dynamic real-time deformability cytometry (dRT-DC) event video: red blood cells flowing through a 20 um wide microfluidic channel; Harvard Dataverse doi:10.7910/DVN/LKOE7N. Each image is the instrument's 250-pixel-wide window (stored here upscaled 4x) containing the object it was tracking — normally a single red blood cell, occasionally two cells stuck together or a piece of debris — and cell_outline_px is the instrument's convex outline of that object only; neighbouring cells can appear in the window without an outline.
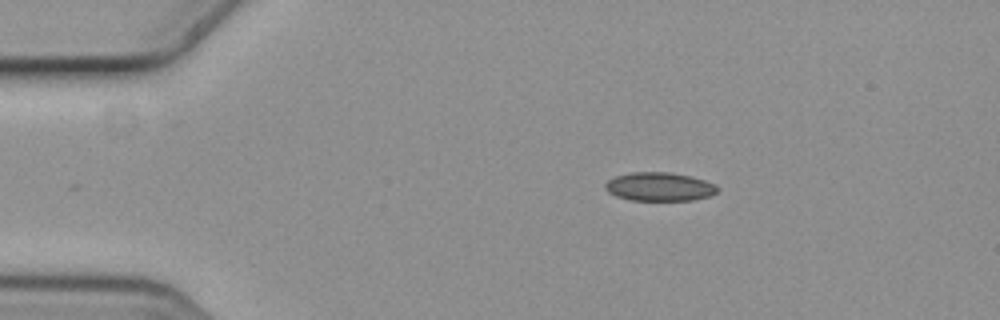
{"species": "common noctule bat (a hibernating species)", "species_latin": "Nyctalus noctula", "temperature_condition": "cold", "stored_images_in_passage": 2, "camera_frame_rate_fps": 3000, "um_per_image_px": 0.085, "animal": {"sex": "female", "body_mass_g": 19.3, "forearm_length_mm": 54.1}, "frame": {"image": 1, "passage_image": 2, "time_ms": 0.333, "image_size_px": [1000, 320], "cell_outline_px": [[720, 188], [716, 192], [708, 196], [692, 200], [632, 200], [616, 196], [608, 192], [604, 188], [604, 184], [608, 180], [616, 176], [632, 172], [668, 172], [688, 176], [704, 180], [716, 184]], "centroid_in_image_um": [56.04, 15.87], "position_along_channel_um": 29.0, "area_um2": 18.61}}